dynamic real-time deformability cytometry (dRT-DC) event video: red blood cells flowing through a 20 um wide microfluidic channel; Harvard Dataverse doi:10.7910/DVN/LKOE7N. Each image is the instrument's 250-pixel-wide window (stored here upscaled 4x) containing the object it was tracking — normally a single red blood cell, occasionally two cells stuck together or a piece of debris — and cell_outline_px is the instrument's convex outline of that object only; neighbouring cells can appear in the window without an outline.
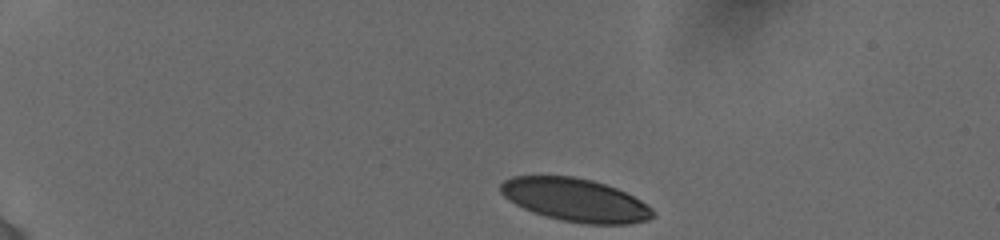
{"species": "human", "species_latin": "Homo sapiens", "temperature_condition": "cold", "stored_images_in_passage": 35, "camera_frame_rate_fps": 3000, "um_per_image_px": 0.085, "donor": {"sex": "female"}, "frame": {"image": 1, "passage_image": 1, "time_ms": 0.0, "image_size_px": [1000, 240], "cell_outline_px": [[656, 216], [648, 220], [628, 224], [584, 224], [544, 216], [532, 212], [508, 200], [500, 192], [500, 184], [504, 180], [512, 176], [572, 176], [592, 180], [616, 188], [640, 200], [652, 208], [656, 212]], "centroid_in_image_um": [48.91, 17.0], "position_along_channel_um": 36.1, "area_um2": 38.21}}
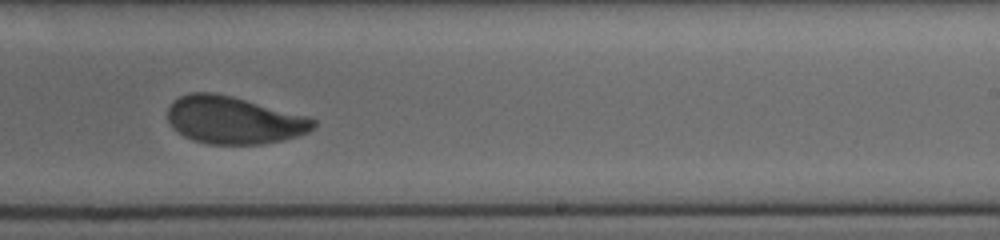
{"frame": {"image": 2, "passage_image": 19, "time_ms": 8.333, "image_size_px": [1000, 240], "cell_outline_px": [[316, 124], [308, 132], [284, 140], [264, 144], [208, 144], [192, 140], [184, 136], [172, 128], [168, 120], [168, 108], [172, 100], [180, 96], [192, 92], [212, 92], [232, 96], [308, 116], [316, 120]], "centroid_in_image_um": [19.85, 10.21], "position_along_channel_um": 269.1, "area_um2": 40.46}}
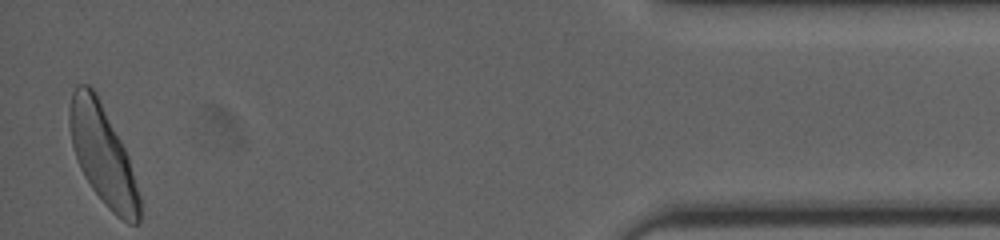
{"frame": {"image": 3, "passage_image": 35, "time_ms": 14.0, "image_size_px": [1000, 240], "cell_outline_px": [[140, 224], [128, 224], [116, 216], [108, 208], [92, 188], [84, 176], [80, 168], [72, 144], [68, 124], [68, 112], [72, 92], [76, 84], [88, 84], [96, 92], [128, 156], [140, 196]], "centroid_in_image_um": [8.72, 13.17], "position_along_channel_um": 426.5, "area_um2": 40.23}, "authors_computed_cell_mechanics": {"area_um2": 40.46, "velocity_mm_per_s": 3.8453, "shape_relaxation_time_tau1_ms": 3.1587, "shape_relaxation_time_tau2_ms": 1.2371, "deformation_change_tau1": 0.1266, "deformation_change_tau2": 0.0622}}